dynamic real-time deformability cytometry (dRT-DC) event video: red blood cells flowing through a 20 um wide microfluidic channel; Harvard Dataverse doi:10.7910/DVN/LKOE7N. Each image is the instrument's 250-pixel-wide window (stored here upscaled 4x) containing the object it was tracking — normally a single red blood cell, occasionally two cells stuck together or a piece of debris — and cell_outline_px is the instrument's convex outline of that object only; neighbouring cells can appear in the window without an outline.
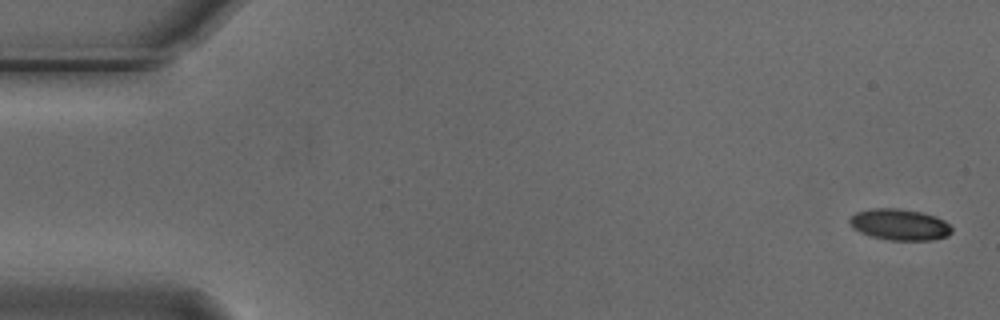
{"species": "Egyptian fruit bat (a non-hibernating species)", "species_latin": "Rousettus aegyptiacus", "temperature_condition": "cold", "stored_images_in_passage": 5, "camera_frame_rate_fps": 3000, "um_per_image_px": 0.085, "animal": {"sex": "male"}, "frame": {"image": 1, "passage_image": 1, "time_ms": 0.0, "image_size_px": [1000, 320], "cell_outline_px": [[952, 232], [948, 236], [932, 240], [888, 240], [872, 236], [860, 232], [852, 228], [848, 220], [856, 212], [872, 208], [900, 208], [920, 212], [936, 216], [944, 220], [952, 228]], "centroid_in_image_um": [76.47, 19.08], "position_along_channel_um": 8.5, "area_um2": 18.67}}
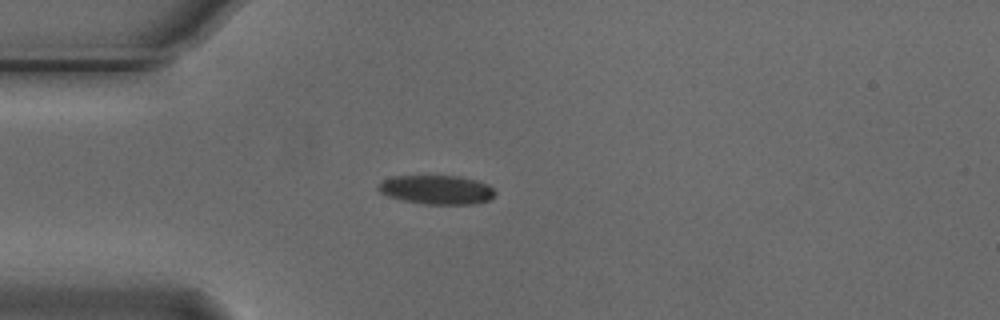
{"frame": {"image": 2, "passage_image": 4, "time_ms": 1.0, "image_size_px": [1000, 320], "cell_outline_px": [[496, 192], [492, 200], [472, 204], [424, 204], [404, 200], [388, 196], [380, 192], [376, 188], [384, 180], [392, 176], [460, 176], [476, 180], [488, 184]], "centroid_in_image_um": [37.16, 16.13], "position_along_channel_um": 47.8, "area_um2": 19.77}}